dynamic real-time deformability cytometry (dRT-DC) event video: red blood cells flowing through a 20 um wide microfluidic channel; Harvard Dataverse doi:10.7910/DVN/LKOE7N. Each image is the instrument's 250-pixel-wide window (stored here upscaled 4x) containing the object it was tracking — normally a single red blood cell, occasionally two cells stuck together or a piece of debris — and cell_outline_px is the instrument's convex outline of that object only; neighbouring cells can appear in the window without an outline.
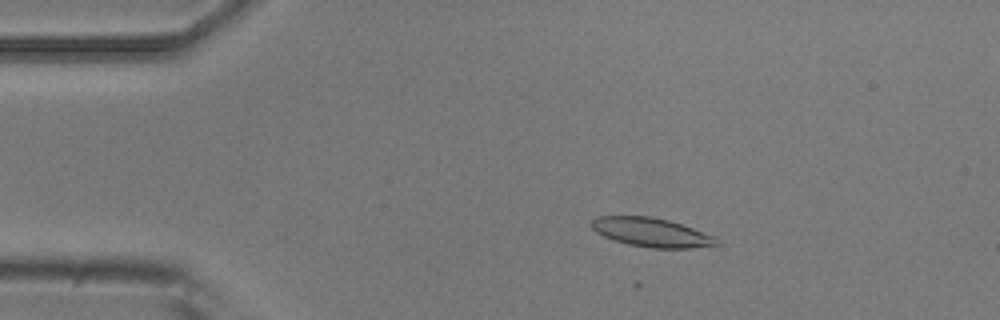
{"species": "common noctule bat (a hibernating species)", "species_latin": "Nyctalus noctula", "temperature_condition": "room temperature", "stored_images_in_passage": 37, "camera_frame_rate_fps": 3000, "um_per_image_px": 0.085, "animal": {"sex": "male", "body_mass_g": 20.5, "forearm_length_mm": 52.5}, "frame": {"image": 1, "passage_image": 6, "time_ms": 1.667, "image_size_px": [1000, 320], "cell_outline_px": [[720, 244], [692, 248], [652, 248], [628, 244], [604, 236], [596, 232], [592, 228], [592, 220], [596, 216], [648, 216], [668, 220], [716, 236], [720, 240]], "centroid_in_image_um": [55.4, 19.75], "position_along_channel_um": 29.6, "area_um2": 20.98}}
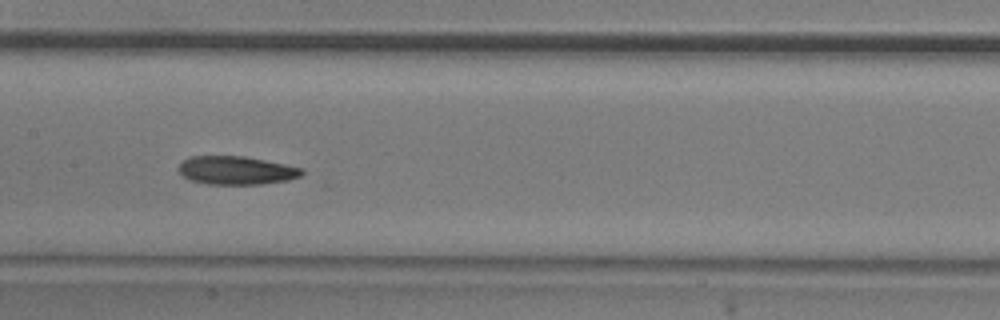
{"frame": {"image": 2, "passage_image": 22, "time_ms": 7.0, "image_size_px": [1000, 320], "cell_outline_px": [[304, 172], [300, 176], [288, 180], [260, 184], [208, 184], [192, 180], [184, 176], [180, 172], [180, 164], [184, 160], [192, 156], [244, 156], [304, 168]], "centroid_in_image_um": [20.12, 14.48], "position_along_channel_um": 187.3, "area_um2": 20.11}}
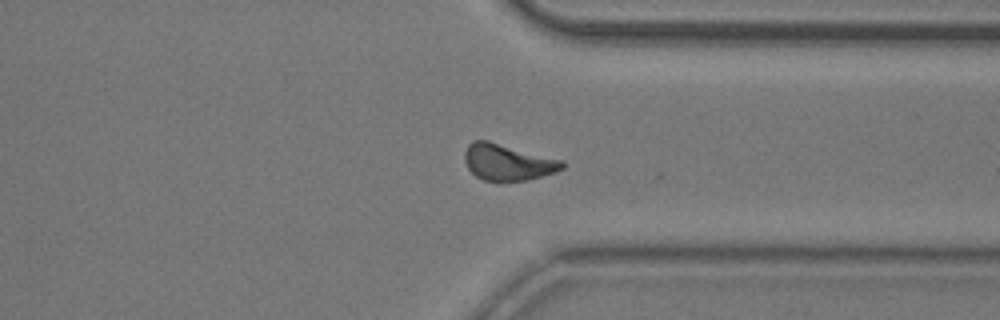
{"frame": {"image": 3, "passage_image": 36, "time_ms": 11.667, "image_size_px": [1000, 320], "cell_outline_px": [[568, 164], [564, 168], [556, 172], [524, 180], [484, 180], [476, 176], [468, 168], [464, 160], [464, 152], [468, 144], [472, 140], [488, 140], [564, 160]], "centroid_in_image_um": [43.17, 13.76], "position_along_channel_um": 368.2, "area_um2": 20.69}, "authors_computed_cell_mechanics": {"area_um2": 20.8658, "velocity_mm_per_s": 3.9034, "shape_relaxation_time_tau1_ms": 3.7971, "shape_relaxation_time_tau2_ms": 5.2617, "deformation_change_tau1": 0.1283, "deformation_change_tau2": 0.135}}